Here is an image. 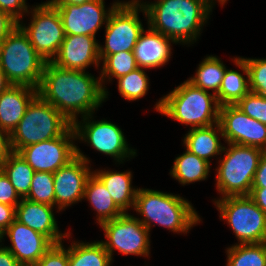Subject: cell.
Segmentation results:
<instances>
[{
    "label": "cell",
    "instance_id": "6da1fadb",
    "mask_svg": "<svg viewBox=\"0 0 266 266\" xmlns=\"http://www.w3.org/2000/svg\"><path fill=\"white\" fill-rule=\"evenodd\" d=\"M100 79L80 70H67L46 62L37 94L60 111L71 123L77 115L93 114L107 98Z\"/></svg>",
    "mask_w": 266,
    "mask_h": 266
},
{
    "label": "cell",
    "instance_id": "7a4b0ae2",
    "mask_svg": "<svg viewBox=\"0 0 266 266\" xmlns=\"http://www.w3.org/2000/svg\"><path fill=\"white\" fill-rule=\"evenodd\" d=\"M141 5L148 28L184 44L197 40L213 7L209 0H158Z\"/></svg>",
    "mask_w": 266,
    "mask_h": 266
},
{
    "label": "cell",
    "instance_id": "3957f363",
    "mask_svg": "<svg viewBox=\"0 0 266 266\" xmlns=\"http://www.w3.org/2000/svg\"><path fill=\"white\" fill-rule=\"evenodd\" d=\"M134 210L144 217L139 221L149 231L150 223L156 222L173 232L186 234L201 220L188 200L152 189L137 190Z\"/></svg>",
    "mask_w": 266,
    "mask_h": 266
},
{
    "label": "cell",
    "instance_id": "277c9868",
    "mask_svg": "<svg viewBox=\"0 0 266 266\" xmlns=\"http://www.w3.org/2000/svg\"><path fill=\"white\" fill-rule=\"evenodd\" d=\"M213 105V106H212ZM216 96L194 86L188 80L161 98L156 111L191 128L207 127L219 122Z\"/></svg>",
    "mask_w": 266,
    "mask_h": 266
},
{
    "label": "cell",
    "instance_id": "5b68a950",
    "mask_svg": "<svg viewBox=\"0 0 266 266\" xmlns=\"http://www.w3.org/2000/svg\"><path fill=\"white\" fill-rule=\"evenodd\" d=\"M45 64L19 25L0 43V67L13 85L37 89Z\"/></svg>",
    "mask_w": 266,
    "mask_h": 266
},
{
    "label": "cell",
    "instance_id": "8992f818",
    "mask_svg": "<svg viewBox=\"0 0 266 266\" xmlns=\"http://www.w3.org/2000/svg\"><path fill=\"white\" fill-rule=\"evenodd\" d=\"M71 126L72 123L60 111L37 94L10 134L12 150L19 152L28 145L57 138Z\"/></svg>",
    "mask_w": 266,
    "mask_h": 266
},
{
    "label": "cell",
    "instance_id": "52a82bcc",
    "mask_svg": "<svg viewBox=\"0 0 266 266\" xmlns=\"http://www.w3.org/2000/svg\"><path fill=\"white\" fill-rule=\"evenodd\" d=\"M225 157L219 161L216 185L227 196L250 195L259 160L264 151L257 147L228 143ZM226 149V150H225Z\"/></svg>",
    "mask_w": 266,
    "mask_h": 266
},
{
    "label": "cell",
    "instance_id": "ba28073f",
    "mask_svg": "<svg viewBox=\"0 0 266 266\" xmlns=\"http://www.w3.org/2000/svg\"><path fill=\"white\" fill-rule=\"evenodd\" d=\"M215 205L240 244L266 242V214L249 195L222 197Z\"/></svg>",
    "mask_w": 266,
    "mask_h": 266
},
{
    "label": "cell",
    "instance_id": "9c48e42d",
    "mask_svg": "<svg viewBox=\"0 0 266 266\" xmlns=\"http://www.w3.org/2000/svg\"><path fill=\"white\" fill-rule=\"evenodd\" d=\"M139 10H142L139 0L120 2L112 10L105 24V47L99 45L101 61L108 55L134 50L140 34L144 31L142 22L138 17Z\"/></svg>",
    "mask_w": 266,
    "mask_h": 266
},
{
    "label": "cell",
    "instance_id": "30bf717a",
    "mask_svg": "<svg viewBox=\"0 0 266 266\" xmlns=\"http://www.w3.org/2000/svg\"><path fill=\"white\" fill-rule=\"evenodd\" d=\"M27 34L36 52L46 61L51 62L57 55L65 38L61 16L56 7L48 2L36 6L32 12L29 26L18 23Z\"/></svg>",
    "mask_w": 266,
    "mask_h": 266
},
{
    "label": "cell",
    "instance_id": "8fae6325",
    "mask_svg": "<svg viewBox=\"0 0 266 266\" xmlns=\"http://www.w3.org/2000/svg\"><path fill=\"white\" fill-rule=\"evenodd\" d=\"M127 212L115 219L106 221L100 226L107 240L101 241L112 259L113 249L125 255L148 256L150 253L149 230Z\"/></svg>",
    "mask_w": 266,
    "mask_h": 266
},
{
    "label": "cell",
    "instance_id": "7c38bea8",
    "mask_svg": "<svg viewBox=\"0 0 266 266\" xmlns=\"http://www.w3.org/2000/svg\"><path fill=\"white\" fill-rule=\"evenodd\" d=\"M92 117V114L84 116L82 124L78 120L72 123L76 139L87 141L95 150L112 156L117 162L135 156L136 150L128 147L122 130L116 124L107 120L91 122L89 118Z\"/></svg>",
    "mask_w": 266,
    "mask_h": 266
},
{
    "label": "cell",
    "instance_id": "4fadbf2b",
    "mask_svg": "<svg viewBox=\"0 0 266 266\" xmlns=\"http://www.w3.org/2000/svg\"><path fill=\"white\" fill-rule=\"evenodd\" d=\"M75 139V132L71 126L63 135L28 145L18 153L35 172L45 171L54 173L77 156V146L72 141Z\"/></svg>",
    "mask_w": 266,
    "mask_h": 266
},
{
    "label": "cell",
    "instance_id": "5bb4252c",
    "mask_svg": "<svg viewBox=\"0 0 266 266\" xmlns=\"http://www.w3.org/2000/svg\"><path fill=\"white\" fill-rule=\"evenodd\" d=\"M219 124L227 143L266 151V124L244 114L236 105L220 106Z\"/></svg>",
    "mask_w": 266,
    "mask_h": 266
},
{
    "label": "cell",
    "instance_id": "9a60e30c",
    "mask_svg": "<svg viewBox=\"0 0 266 266\" xmlns=\"http://www.w3.org/2000/svg\"><path fill=\"white\" fill-rule=\"evenodd\" d=\"M76 157L53 173L55 205L61 211L84 199V191L91 172L90 160L76 148Z\"/></svg>",
    "mask_w": 266,
    "mask_h": 266
},
{
    "label": "cell",
    "instance_id": "2e32d148",
    "mask_svg": "<svg viewBox=\"0 0 266 266\" xmlns=\"http://www.w3.org/2000/svg\"><path fill=\"white\" fill-rule=\"evenodd\" d=\"M120 2L105 10L104 0H91L79 5H51L56 7L62 19L65 35L94 36L102 24L107 23L112 10ZM107 12V13H106Z\"/></svg>",
    "mask_w": 266,
    "mask_h": 266
},
{
    "label": "cell",
    "instance_id": "e0dca14e",
    "mask_svg": "<svg viewBox=\"0 0 266 266\" xmlns=\"http://www.w3.org/2000/svg\"><path fill=\"white\" fill-rule=\"evenodd\" d=\"M10 238L11 246L6 247L22 266H34L54 243L43 234L32 230L16 219L2 233Z\"/></svg>",
    "mask_w": 266,
    "mask_h": 266
},
{
    "label": "cell",
    "instance_id": "ac0fdd59",
    "mask_svg": "<svg viewBox=\"0 0 266 266\" xmlns=\"http://www.w3.org/2000/svg\"><path fill=\"white\" fill-rule=\"evenodd\" d=\"M99 45L94 36L65 35L51 63L67 70L85 71L89 65L99 66Z\"/></svg>",
    "mask_w": 266,
    "mask_h": 266
},
{
    "label": "cell",
    "instance_id": "d6986e66",
    "mask_svg": "<svg viewBox=\"0 0 266 266\" xmlns=\"http://www.w3.org/2000/svg\"><path fill=\"white\" fill-rule=\"evenodd\" d=\"M53 208L54 206L52 205L37 203L22 198L16 206L15 219L32 230L48 237L54 244L61 243L63 238L69 237L70 234L68 232L62 234L58 231Z\"/></svg>",
    "mask_w": 266,
    "mask_h": 266
},
{
    "label": "cell",
    "instance_id": "ffe728a7",
    "mask_svg": "<svg viewBox=\"0 0 266 266\" xmlns=\"http://www.w3.org/2000/svg\"><path fill=\"white\" fill-rule=\"evenodd\" d=\"M37 95V89L11 85L0 94V130L11 134L24 116L26 108Z\"/></svg>",
    "mask_w": 266,
    "mask_h": 266
},
{
    "label": "cell",
    "instance_id": "44dd1931",
    "mask_svg": "<svg viewBox=\"0 0 266 266\" xmlns=\"http://www.w3.org/2000/svg\"><path fill=\"white\" fill-rule=\"evenodd\" d=\"M171 42L176 43L150 28L147 32L144 30L133 50L138 67L151 69L165 65L171 56Z\"/></svg>",
    "mask_w": 266,
    "mask_h": 266
},
{
    "label": "cell",
    "instance_id": "7402d4cb",
    "mask_svg": "<svg viewBox=\"0 0 266 266\" xmlns=\"http://www.w3.org/2000/svg\"><path fill=\"white\" fill-rule=\"evenodd\" d=\"M218 134L223 137L219 122L207 127L191 128L184 138L186 150L210 163L211 157L223 153L224 146Z\"/></svg>",
    "mask_w": 266,
    "mask_h": 266
},
{
    "label": "cell",
    "instance_id": "603a6c76",
    "mask_svg": "<svg viewBox=\"0 0 266 266\" xmlns=\"http://www.w3.org/2000/svg\"><path fill=\"white\" fill-rule=\"evenodd\" d=\"M93 174L102 182L110 193L115 204L126 213L127 209L133 207L137 189L131 186V172L94 171Z\"/></svg>",
    "mask_w": 266,
    "mask_h": 266
},
{
    "label": "cell",
    "instance_id": "cb8c5ba5",
    "mask_svg": "<svg viewBox=\"0 0 266 266\" xmlns=\"http://www.w3.org/2000/svg\"><path fill=\"white\" fill-rule=\"evenodd\" d=\"M234 62L245 73L247 78L245 79L237 71L226 69L220 90L216 95L219 106L235 105L250 92L249 71L245 60L239 57L235 58Z\"/></svg>",
    "mask_w": 266,
    "mask_h": 266
},
{
    "label": "cell",
    "instance_id": "d4e9b609",
    "mask_svg": "<svg viewBox=\"0 0 266 266\" xmlns=\"http://www.w3.org/2000/svg\"><path fill=\"white\" fill-rule=\"evenodd\" d=\"M83 198H87L96 210L100 225L124 214L115 204L106 187L93 173L86 182Z\"/></svg>",
    "mask_w": 266,
    "mask_h": 266
},
{
    "label": "cell",
    "instance_id": "484cf974",
    "mask_svg": "<svg viewBox=\"0 0 266 266\" xmlns=\"http://www.w3.org/2000/svg\"><path fill=\"white\" fill-rule=\"evenodd\" d=\"M210 163L188 150L179 155L170 171L172 177L182 185L205 180L209 174Z\"/></svg>",
    "mask_w": 266,
    "mask_h": 266
},
{
    "label": "cell",
    "instance_id": "4316f807",
    "mask_svg": "<svg viewBox=\"0 0 266 266\" xmlns=\"http://www.w3.org/2000/svg\"><path fill=\"white\" fill-rule=\"evenodd\" d=\"M69 266H110L112 259L100 241L74 242L68 248Z\"/></svg>",
    "mask_w": 266,
    "mask_h": 266
},
{
    "label": "cell",
    "instance_id": "83f0119b",
    "mask_svg": "<svg viewBox=\"0 0 266 266\" xmlns=\"http://www.w3.org/2000/svg\"><path fill=\"white\" fill-rule=\"evenodd\" d=\"M1 170L8 177L19 197L26 198L35 172L26 160L18 152L13 151Z\"/></svg>",
    "mask_w": 266,
    "mask_h": 266
},
{
    "label": "cell",
    "instance_id": "f1b7e54d",
    "mask_svg": "<svg viewBox=\"0 0 266 266\" xmlns=\"http://www.w3.org/2000/svg\"><path fill=\"white\" fill-rule=\"evenodd\" d=\"M225 65L216 56H207L197 69L194 77L188 79L194 86L204 91L212 90L216 96L226 71Z\"/></svg>",
    "mask_w": 266,
    "mask_h": 266
},
{
    "label": "cell",
    "instance_id": "f546056e",
    "mask_svg": "<svg viewBox=\"0 0 266 266\" xmlns=\"http://www.w3.org/2000/svg\"><path fill=\"white\" fill-rule=\"evenodd\" d=\"M227 266H266V242L227 248Z\"/></svg>",
    "mask_w": 266,
    "mask_h": 266
},
{
    "label": "cell",
    "instance_id": "4dcf8cb0",
    "mask_svg": "<svg viewBox=\"0 0 266 266\" xmlns=\"http://www.w3.org/2000/svg\"><path fill=\"white\" fill-rule=\"evenodd\" d=\"M102 61V74L99 77L102 83L106 76L110 80L112 77L118 79L138 68L133 51L117 52L106 56Z\"/></svg>",
    "mask_w": 266,
    "mask_h": 266
},
{
    "label": "cell",
    "instance_id": "1f68e13d",
    "mask_svg": "<svg viewBox=\"0 0 266 266\" xmlns=\"http://www.w3.org/2000/svg\"><path fill=\"white\" fill-rule=\"evenodd\" d=\"M117 80L118 91L124 99L134 101L147 94L149 80L143 68L138 67Z\"/></svg>",
    "mask_w": 266,
    "mask_h": 266
},
{
    "label": "cell",
    "instance_id": "d6a6232c",
    "mask_svg": "<svg viewBox=\"0 0 266 266\" xmlns=\"http://www.w3.org/2000/svg\"><path fill=\"white\" fill-rule=\"evenodd\" d=\"M26 199L55 206V191L53 173L36 171L33 174L30 192Z\"/></svg>",
    "mask_w": 266,
    "mask_h": 266
},
{
    "label": "cell",
    "instance_id": "836d02e7",
    "mask_svg": "<svg viewBox=\"0 0 266 266\" xmlns=\"http://www.w3.org/2000/svg\"><path fill=\"white\" fill-rule=\"evenodd\" d=\"M244 114L266 124V96L249 92L235 104Z\"/></svg>",
    "mask_w": 266,
    "mask_h": 266
},
{
    "label": "cell",
    "instance_id": "e575fe53",
    "mask_svg": "<svg viewBox=\"0 0 266 266\" xmlns=\"http://www.w3.org/2000/svg\"><path fill=\"white\" fill-rule=\"evenodd\" d=\"M243 59L249 71L250 91L266 96V59Z\"/></svg>",
    "mask_w": 266,
    "mask_h": 266
},
{
    "label": "cell",
    "instance_id": "d590c367",
    "mask_svg": "<svg viewBox=\"0 0 266 266\" xmlns=\"http://www.w3.org/2000/svg\"><path fill=\"white\" fill-rule=\"evenodd\" d=\"M34 266H69L68 249L62 242L54 244Z\"/></svg>",
    "mask_w": 266,
    "mask_h": 266
},
{
    "label": "cell",
    "instance_id": "8d00e7d4",
    "mask_svg": "<svg viewBox=\"0 0 266 266\" xmlns=\"http://www.w3.org/2000/svg\"><path fill=\"white\" fill-rule=\"evenodd\" d=\"M18 199L21 200L8 177L0 169V203L16 207L20 203Z\"/></svg>",
    "mask_w": 266,
    "mask_h": 266
},
{
    "label": "cell",
    "instance_id": "74e56055",
    "mask_svg": "<svg viewBox=\"0 0 266 266\" xmlns=\"http://www.w3.org/2000/svg\"><path fill=\"white\" fill-rule=\"evenodd\" d=\"M27 8L25 0H0V10L9 14L18 23H20L23 14L28 13Z\"/></svg>",
    "mask_w": 266,
    "mask_h": 266
},
{
    "label": "cell",
    "instance_id": "f35d334b",
    "mask_svg": "<svg viewBox=\"0 0 266 266\" xmlns=\"http://www.w3.org/2000/svg\"><path fill=\"white\" fill-rule=\"evenodd\" d=\"M16 207L0 203V233H3L15 220Z\"/></svg>",
    "mask_w": 266,
    "mask_h": 266
},
{
    "label": "cell",
    "instance_id": "ab89813d",
    "mask_svg": "<svg viewBox=\"0 0 266 266\" xmlns=\"http://www.w3.org/2000/svg\"><path fill=\"white\" fill-rule=\"evenodd\" d=\"M18 22L0 10V43L16 28Z\"/></svg>",
    "mask_w": 266,
    "mask_h": 266
},
{
    "label": "cell",
    "instance_id": "60d3db41",
    "mask_svg": "<svg viewBox=\"0 0 266 266\" xmlns=\"http://www.w3.org/2000/svg\"><path fill=\"white\" fill-rule=\"evenodd\" d=\"M252 188H266V151L259 160Z\"/></svg>",
    "mask_w": 266,
    "mask_h": 266
},
{
    "label": "cell",
    "instance_id": "b9f144b4",
    "mask_svg": "<svg viewBox=\"0 0 266 266\" xmlns=\"http://www.w3.org/2000/svg\"><path fill=\"white\" fill-rule=\"evenodd\" d=\"M12 152L10 134L0 130V169Z\"/></svg>",
    "mask_w": 266,
    "mask_h": 266
},
{
    "label": "cell",
    "instance_id": "7bdbcfd3",
    "mask_svg": "<svg viewBox=\"0 0 266 266\" xmlns=\"http://www.w3.org/2000/svg\"><path fill=\"white\" fill-rule=\"evenodd\" d=\"M255 204L266 214V188H251L249 195Z\"/></svg>",
    "mask_w": 266,
    "mask_h": 266
},
{
    "label": "cell",
    "instance_id": "ee69618b",
    "mask_svg": "<svg viewBox=\"0 0 266 266\" xmlns=\"http://www.w3.org/2000/svg\"><path fill=\"white\" fill-rule=\"evenodd\" d=\"M0 266H22L12 253L5 247H0Z\"/></svg>",
    "mask_w": 266,
    "mask_h": 266
},
{
    "label": "cell",
    "instance_id": "f6af8a7d",
    "mask_svg": "<svg viewBox=\"0 0 266 266\" xmlns=\"http://www.w3.org/2000/svg\"><path fill=\"white\" fill-rule=\"evenodd\" d=\"M91 0H50L47 1L50 5H67V4H71V5H79L85 2H88Z\"/></svg>",
    "mask_w": 266,
    "mask_h": 266
},
{
    "label": "cell",
    "instance_id": "bcb514c9",
    "mask_svg": "<svg viewBox=\"0 0 266 266\" xmlns=\"http://www.w3.org/2000/svg\"><path fill=\"white\" fill-rule=\"evenodd\" d=\"M11 85L12 83L8 80L5 72L0 67V94L8 89Z\"/></svg>",
    "mask_w": 266,
    "mask_h": 266
},
{
    "label": "cell",
    "instance_id": "7dc6e473",
    "mask_svg": "<svg viewBox=\"0 0 266 266\" xmlns=\"http://www.w3.org/2000/svg\"><path fill=\"white\" fill-rule=\"evenodd\" d=\"M211 3H213L214 5V2H212L213 0H209ZM222 5H224V3L227 1V0H218Z\"/></svg>",
    "mask_w": 266,
    "mask_h": 266
},
{
    "label": "cell",
    "instance_id": "c3c4849f",
    "mask_svg": "<svg viewBox=\"0 0 266 266\" xmlns=\"http://www.w3.org/2000/svg\"><path fill=\"white\" fill-rule=\"evenodd\" d=\"M1 239H3L2 233H0V242H2Z\"/></svg>",
    "mask_w": 266,
    "mask_h": 266
}]
</instances>
